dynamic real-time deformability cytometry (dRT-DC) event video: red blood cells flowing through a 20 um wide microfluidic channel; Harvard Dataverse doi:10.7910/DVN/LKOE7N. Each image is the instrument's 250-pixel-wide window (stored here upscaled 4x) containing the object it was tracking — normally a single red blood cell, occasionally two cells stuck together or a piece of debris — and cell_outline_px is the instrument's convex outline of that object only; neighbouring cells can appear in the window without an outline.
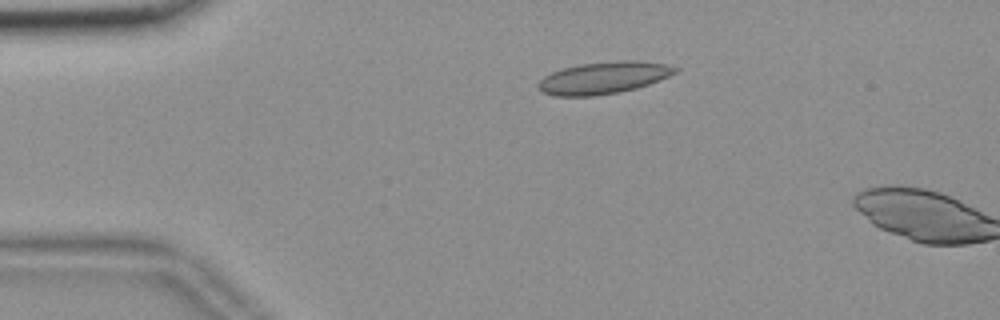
{"species": "common noctule bat (a hibernating species)", "species_latin": "Nyctalus noctula", "temperature_condition": "room temperature", "stored_images_in_passage": 3, "camera_frame_rate_fps": 3000, "um_per_image_px": 0.085, "animal": {"sex": "female", "body_mass_g": 18.4}, "frame": {"image": 1, "passage_image": 1, "time_ms": 0.0, "image_size_px": [1000, 320], "cell_outline_px": [[680, 72], [660, 80], [636, 88], [620, 92], [592, 96], [552, 96], [540, 92], [536, 88], [536, 84], [544, 76], [552, 72], [564, 68], [580, 64], [616, 60], [636, 60], [668, 64], [680, 68]], "centroid_in_image_um": [51.32, 6.61], "position_along_channel_um": 33.7, "area_um2": 26.01}}